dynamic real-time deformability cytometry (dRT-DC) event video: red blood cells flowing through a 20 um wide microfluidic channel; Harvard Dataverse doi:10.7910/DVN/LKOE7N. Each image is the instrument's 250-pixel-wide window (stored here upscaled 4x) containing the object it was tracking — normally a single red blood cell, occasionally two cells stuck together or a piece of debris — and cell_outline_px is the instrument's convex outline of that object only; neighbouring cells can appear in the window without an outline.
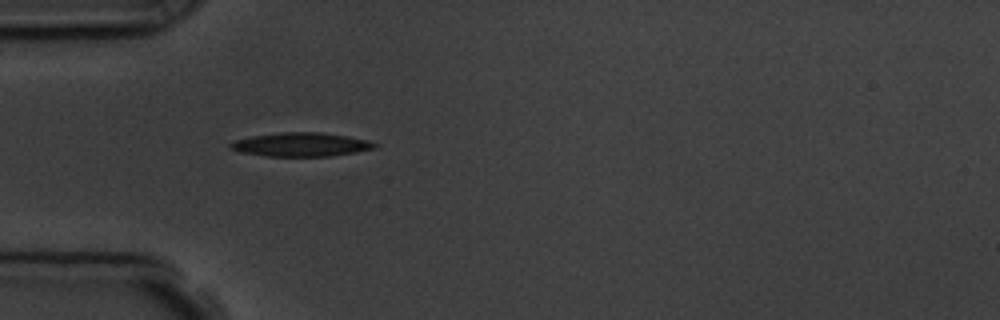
{"species": "common noctule bat (a hibernating species)", "species_latin": "Nyctalus noctula", "temperature_condition": "room temperature", "stored_images_in_passage": 1, "camera_frame_rate_fps": 3000, "um_per_image_px": 0.085, "animal": {"sex": "male", "body_mass_g": 19.5, "forearm_length_mm": 54.6}, "frame": {"image": 1, "passage_image": 1, "time_ms": 0.0, "image_size_px": [1000, 320], "cell_outline_px": [[376, 148], [356, 152], [332, 156], [268, 156], [240, 152], [232, 148], [228, 144], [236, 140], [252, 136], [280, 132], [320, 132], [368, 140], [376, 144]], "centroid_in_image_um": [25.59, 12.29], "position_along_channel_um": 59.4, "area_um2": 19.77}}